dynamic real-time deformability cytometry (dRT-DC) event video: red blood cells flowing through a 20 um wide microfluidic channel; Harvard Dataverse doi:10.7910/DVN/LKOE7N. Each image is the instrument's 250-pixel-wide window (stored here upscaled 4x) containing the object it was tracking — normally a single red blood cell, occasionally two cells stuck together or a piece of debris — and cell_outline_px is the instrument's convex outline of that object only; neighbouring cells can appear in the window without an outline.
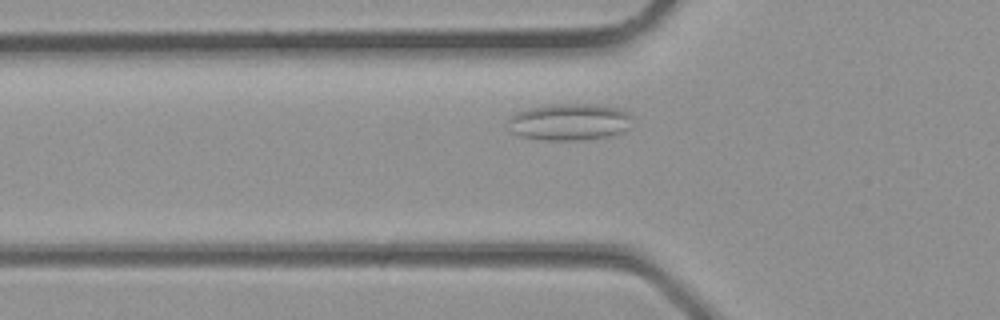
{"species": "common noctule bat (a hibernating species)", "species_latin": "Nyctalus noctula", "temperature_condition": "room temperature", "stored_images_in_passage": 25, "camera_frame_rate_fps": 3000, "um_per_image_px": 0.085, "animal": {"sex": "male", "body_mass_g": 23.1, "forearm_length_mm": 52.7}, "frame": {"image": 1, "passage_image": 4, "time_ms": 1.0, "image_size_px": [1000, 320], "cell_outline_px": [[632, 116], [628, 128], [616, 136], [584, 140], [544, 140], [520, 136], [512, 132], [508, 120], [516, 112], [528, 108], [548, 104], [604, 104], [624, 108]], "centroid_in_image_um": [48.48, 10.35], "position_along_channel_um": 77.3, "area_um2": 27.22}}
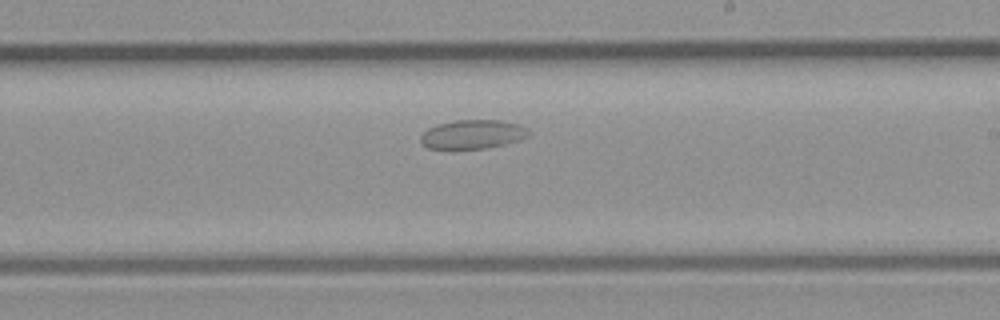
{"frame": {"image": 2, "passage_image": 13, "time_ms": 4.0, "image_size_px": [1000, 320], "cell_outline_px": [[532, 136], [504, 144], [484, 148], [452, 152], [428, 148], [420, 140], [420, 136], [428, 128], [436, 124], [456, 120], [500, 120], [520, 124], [532, 132]], "centroid_in_image_um": [40.16, 11.45], "position_along_channel_um": 248.8, "area_um2": 19.02}}
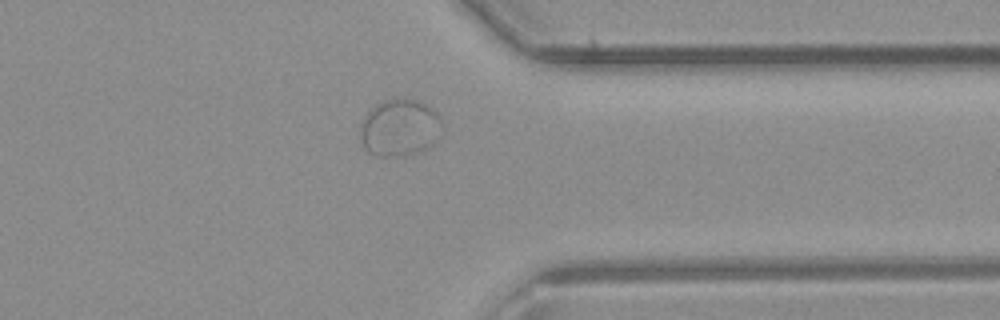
{"frame": {"image": 3, "passage_image": 20, "time_ms": 6.333, "image_size_px": [1000, 320], "cell_outline_px": [[440, 136], [424, 152], [404, 156], [376, 156], [368, 152], [364, 148], [360, 136], [360, 132], [364, 116], [376, 104], [384, 100], [416, 100], [432, 108], [440, 116]], "centroid_in_image_um": [33.97, 10.9], "position_along_channel_um": 377.4, "area_um2": 27.17}}